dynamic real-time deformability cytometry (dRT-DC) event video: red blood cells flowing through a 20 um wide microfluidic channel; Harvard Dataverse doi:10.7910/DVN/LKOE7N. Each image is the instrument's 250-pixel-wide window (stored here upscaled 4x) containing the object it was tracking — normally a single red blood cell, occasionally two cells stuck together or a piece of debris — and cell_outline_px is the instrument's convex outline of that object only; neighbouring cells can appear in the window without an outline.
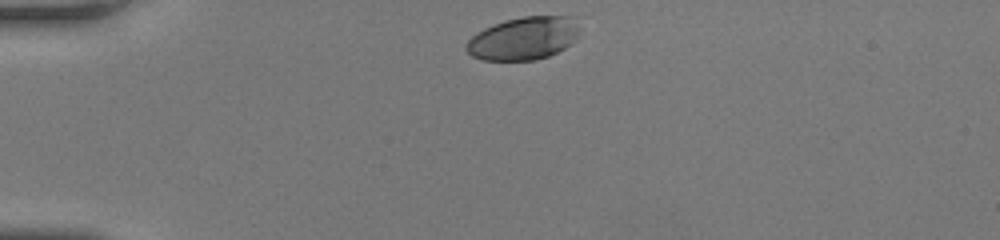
{"species": "human", "species_latin": "Homo sapiens", "temperature_condition": "room temperature", "stored_images_in_passage": 30, "camera_frame_rate_fps": 3000, "um_per_image_px": 0.085, "donor": {"sex": "female"}, "frame": {"image": 1, "passage_image": 1, "time_ms": 0.0, "image_size_px": [1000, 240], "cell_outline_px": [[580, 28], [576, 40], [572, 44], [548, 56], [536, 60], [480, 60], [472, 56], [464, 48], [468, 40], [476, 32], [492, 24], [504, 20], [524, 16], [580, 16]], "centroid_in_image_um": [44.55, 3.24], "position_along_channel_um": 40.5, "area_um2": 28.96}}
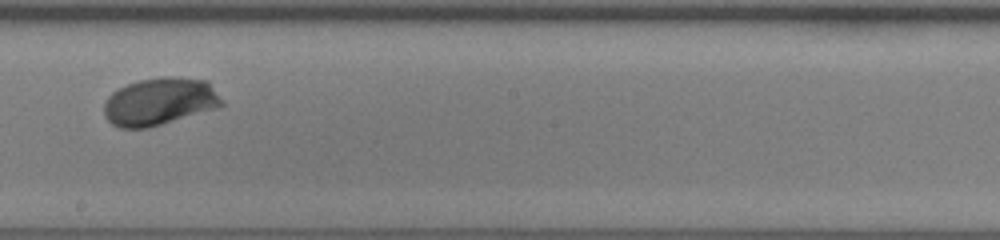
{"frame": {"image": 2, "passage_image": 18, "time_ms": 5.667, "image_size_px": [1000, 240], "cell_outline_px": [[224, 104], [216, 108], [148, 128], [120, 128], [112, 124], [104, 116], [104, 104], [108, 96], [112, 92], [128, 84], [140, 80], [160, 76], [172, 76], [208, 80], [224, 100]], "centroid_in_image_um": [13.59, 8.62], "position_along_channel_um": 234.6, "area_um2": 32.77}}
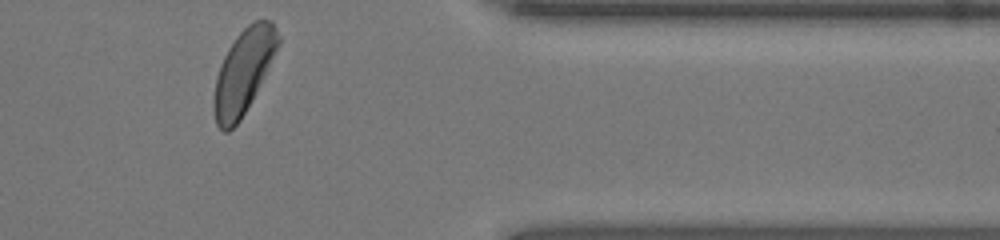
{"frame": {"image": 3, "passage_image": 30, "time_ms": 9.667, "image_size_px": [1000, 240], "cell_outline_px": [[280, 44], [252, 100], [240, 120], [228, 132], [224, 132], [216, 124], [212, 108], [212, 100], [216, 76], [220, 64], [228, 48], [236, 36], [248, 24], [256, 20], [272, 20], [280, 36]], "centroid_in_image_um": [20.68, 6.09], "position_along_channel_um": 390.7, "area_um2": 31.56}, "authors_computed_cell_mechanics": {"area_um2": 30.8941, "velocity_mm_per_s": 4.2648, "shape_relaxation_time_tau1_ms": 1.9667, "shape_relaxation_time_tau2_ms": null, "deformation_change_tau1": 0.1224, "deformation_change_tau2": null}}